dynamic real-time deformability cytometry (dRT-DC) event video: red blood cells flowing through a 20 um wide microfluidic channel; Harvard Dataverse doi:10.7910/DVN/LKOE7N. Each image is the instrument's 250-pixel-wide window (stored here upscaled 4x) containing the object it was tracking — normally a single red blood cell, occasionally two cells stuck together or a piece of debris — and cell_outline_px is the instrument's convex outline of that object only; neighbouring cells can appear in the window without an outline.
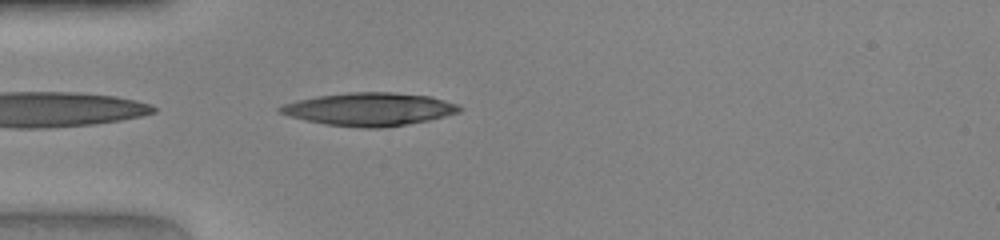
{"species": "human", "species_latin": "Homo sapiens", "temperature_condition": "warm", "stored_images_in_passage": 34, "camera_frame_rate_fps": 3000, "um_per_image_px": 0.085, "donor": {"sex": "female"}, "frame": {"image": 1, "passage_image": 1, "time_ms": 0.0, "image_size_px": [1000, 240], "cell_outline_px": [[464, 108], [460, 112], [428, 120], [380, 128], [360, 128], [324, 124], [304, 120], [288, 116], [276, 112], [276, 108], [284, 104], [296, 100], [316, 96], [348, 92], [396, 92], [428, 96], [460, 104]], "centroid_in_image_um": [31.36, 9.28], "position_along_channel_um": 53.6, "area_um2": 34.74}}
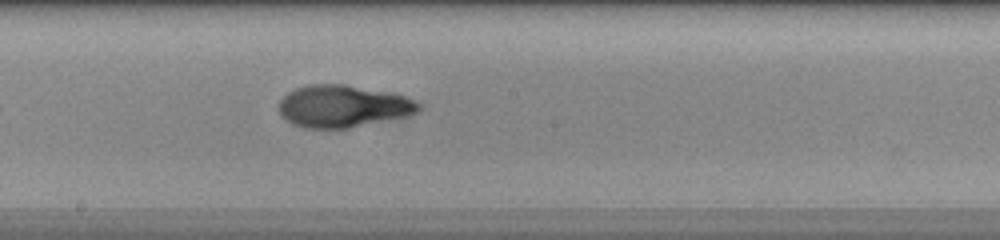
{"frame": {"image": 2, "passage_image": 13, "time_ms": 4.0, "image_size_px": [1000, 240], "cell_outline_px": [[424, 108], [420, 112], [408, 116], [348, 128], [304, 128], [292, 124], [280, 116], [280, 100], [288, 92], [296, 88], [308, 84], [344, 84], [392, 92], [416, 100], [424, 104]], "centroid_in_image_um": [29.22, 9.03], "position_along_channel_um": 219.0, "area_um2": 34.85}}
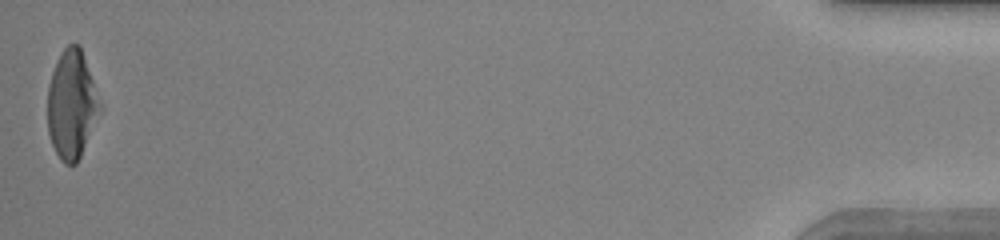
{"frame": {"image": 3, "passage_image": 34, "time_ms": 11.0, "image_size_px": [1000, 240], "cell_outline_px": [[104, 108], [76, 164], [64, 164], [60, 160], [52, 144], [48, 132], [48, 84], [56, 60], [60, 52], [68, 44], [80, 44], [104, 104]], "centroid_in_image_um": [6.15, 8.85], "position_along_channel_um": 429.1, "area_um2": 33.99}}